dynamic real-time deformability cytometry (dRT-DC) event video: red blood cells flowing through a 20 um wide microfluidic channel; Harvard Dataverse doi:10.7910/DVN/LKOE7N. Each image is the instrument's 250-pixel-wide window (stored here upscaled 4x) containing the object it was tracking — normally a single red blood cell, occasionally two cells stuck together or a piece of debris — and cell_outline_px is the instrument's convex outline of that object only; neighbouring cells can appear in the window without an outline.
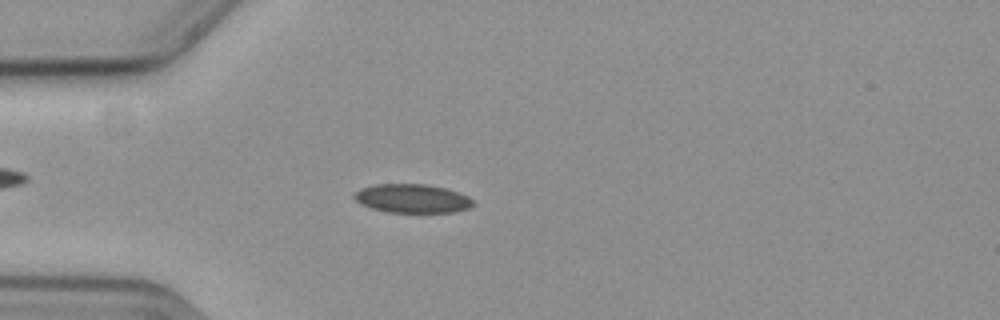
{"species": "common noctule bat (a hibernating species)", "species_latin": "Nyctalus noctula", "temperature_condition": "cold", "stored_images_in_passage": 55, "camera_frame_rate_fps": 3000, "um_per_image_px": 0.085, "animal": {"sex": "female", "body_mass_g": 19.3, "forearm_length_mm": 54.1}, "frame": {"image": 1, "passage_image": 13, "time_ms": 4.0, "image_size_px": [1000, 320], "cell_outline_px": [[476, 204], [468, 208], [456, 212], [388, 212], [372, 208], [360, 204], [352, 196], [360, 188], [376, 184], [424, 184], [444, 188], [468, 196]], "centroid_in_image_um": [35.03, 16.87], "position_along_channel_um": 50.0, "area_um2": 19.83}}
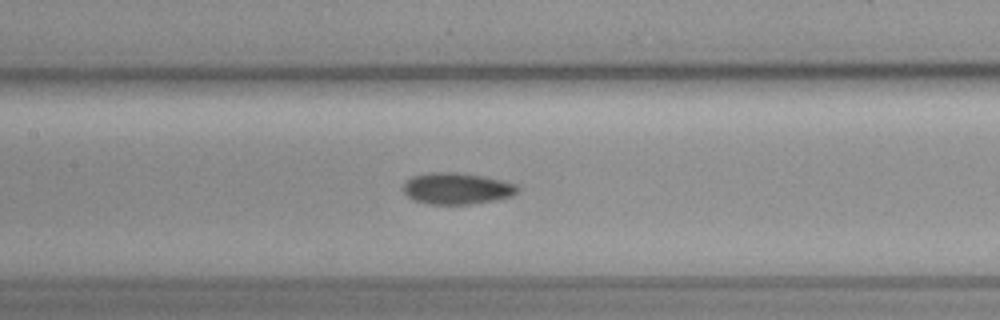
{"frame": {"image": 2, "passage_image": 24, "time_ms": 7.667, "image_size_px": [1000, 320], "cell_outline_px": [[520, 188], [512, 196], [492, 200], [468, 204], [424, 204], [412, 200], [404, 192], [404, 184], [412, 176], [432, 172], [448, 172], [480, 176], [500, 180], [516, 184]], "centroid_in_image_um": [38.8, 16.03], "position_along_channel_um": 168.6, "area_um2": 20.63}}
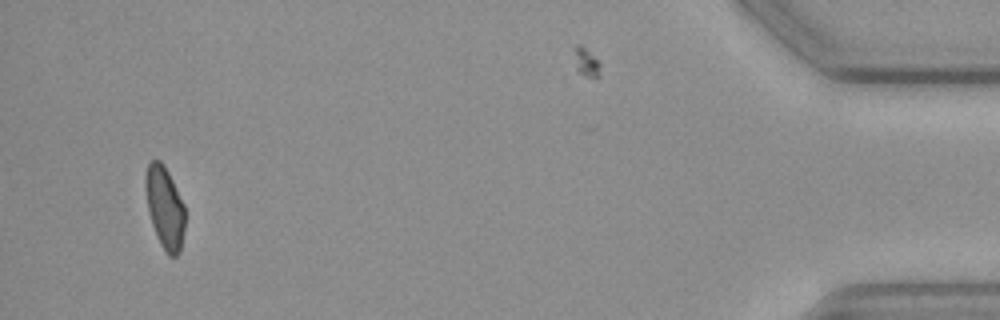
{"frame": {"image": 3, "passage_image": 52, "time_ms": 17.0, "image_size_px": [1000, 320], "cell_outline_px": [[184, 228], [180, 252], [176, 256], [168, 256], [160, 244], [156, 236], [152, 224], [148, 208], [144, 188], [144, 180], [148, 164], [152, 160], [160, 160], [168, 172], [184, 204]], "centroid_in_image_um": [13.99, 17.65], "position_along_channel_um": 421.2, "area_um2": 18.84}, "authors_computed_cell_mechanics": {"area_um2": 19.8832, "velocity_mm_per_s": 3.6037, "shape_relaxation_time_tau1_ms": null, "shape_relaxation_time_tau2_ms": 10.927, "deformation_change_tau1": null, "deformation_change_tau2": 0.1296}}